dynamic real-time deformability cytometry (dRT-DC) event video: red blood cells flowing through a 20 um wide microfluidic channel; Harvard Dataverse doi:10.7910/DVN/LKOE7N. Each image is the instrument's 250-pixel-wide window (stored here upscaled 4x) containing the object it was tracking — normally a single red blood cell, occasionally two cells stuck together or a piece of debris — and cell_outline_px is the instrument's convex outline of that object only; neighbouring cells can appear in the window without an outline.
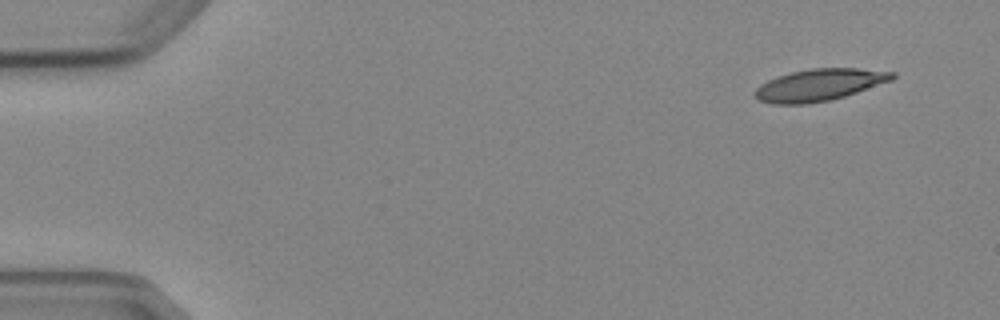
{"species": "Egyptian fruit bat (a non-hibernating species)", "species_latin": "Rousettus aegyptiacus", "temperature_condition": "cold", "stored_images_in_passage": 6, "camera_frame_rate_fps": 3000, "um_per_image_px": 0.085, "animal": {"sex": "female"}, "frame": {"image": 1, "passage_image": 1, "time_ms": 0.0, "image_size_px": [1000, 320], "cell_outline_px": [[896, 76], [892, 80], [832, 100], [808, 104], [772, 104], [760, 100], [752, 92], [760, 84], [768, 80], [792, 72], [812, 68], [856, 68], [896, 72]], "centroid_in_image_um": [69.64, 7.22], "position_along_channel_um": 15.4, "area_um2": 25.43}}
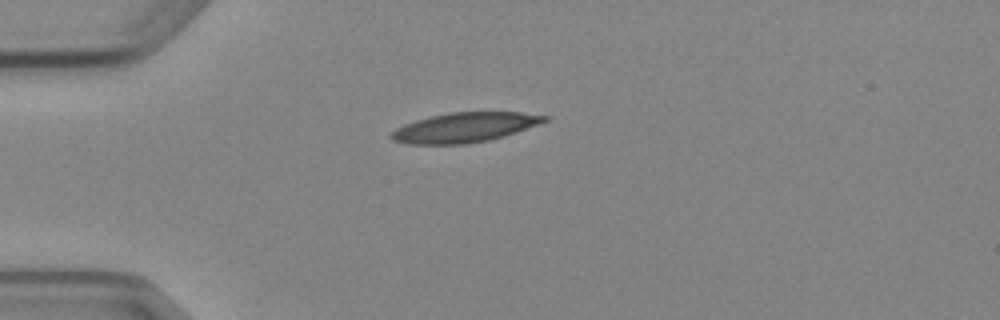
{"frame": {"image": 2, "passage_image": 4, "time_ms": 3.333, "image_size_px": [1000, 320], "cell_outline_px": [[548, 120], [504, 136], [488, 140], [468, 144], [408, 144], [392, 140], [388, 136], [396, 128], [404, 124], [416, 120], [448, 112], [520, 112], [548, 116]], "centroid_in_image_um": [39.44, 10.83], "position_along_channel_um": 45.6, "area_um2": 26.36}}
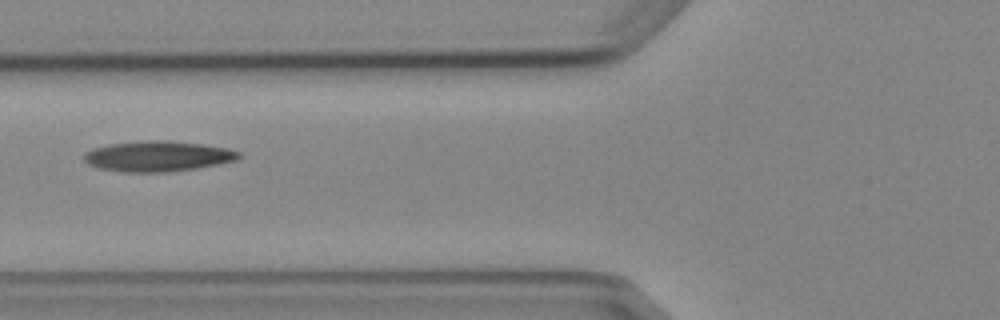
{"frame": {"image": 3, "passage_image": 6, "time_ms": 5.667, "image_size_px": [1000, 320], "cell_outline_px": [[240, 156], [236, 160], [196, 168], [164, 172], [124, 172], [100, 168], [88, 164], [84, 160], [84, 152], [92, 148], [108, 144], [148, 140], [164, 140], [200, 144], [228, 148], [240, 152]], "centroid_in_image_um": [13.37, 13.27], "position_along_channel_um": 112.4, "area_um2": 27.28}}